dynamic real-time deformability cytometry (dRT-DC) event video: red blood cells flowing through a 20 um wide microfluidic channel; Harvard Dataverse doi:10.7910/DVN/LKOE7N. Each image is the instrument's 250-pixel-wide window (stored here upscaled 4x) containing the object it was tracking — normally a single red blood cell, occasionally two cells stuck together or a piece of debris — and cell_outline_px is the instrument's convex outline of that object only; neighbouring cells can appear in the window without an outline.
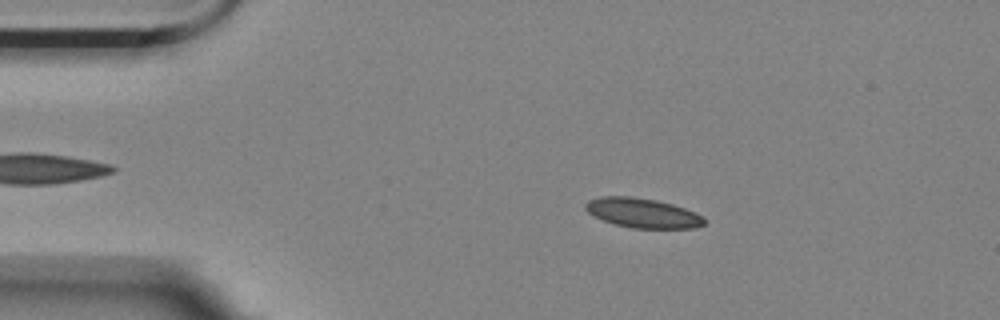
{"species": "Egyptian fruit bat (a non-hibernating species)", "species_latin": "Rousettus aegyptiacus", "temperature_condition": "room temperature", "stored_images_in_passage": 9, "camera_frame_rate_fps": 3000, "um_per_image_px": 0.085, "animal": {"sex": "female"}, "frame": {"image": 1, "passage_image": 2, "time_ms": 0.333, "image_size_px": [1000, 320], "cell_outline_px": [[704, 224], [696, 228], [632, 228], [616, 224], [604, 220], [588, 212], [584, 208], [584, 204], [588, 200], [600, 196], [632, 196], [656, 200], [672, 204], [684, 208], [704, 216]], "centroid_in_image_um": [54.62, 18.09], "position_along_channel_um": 30.4, "area_um2": 20.4}}
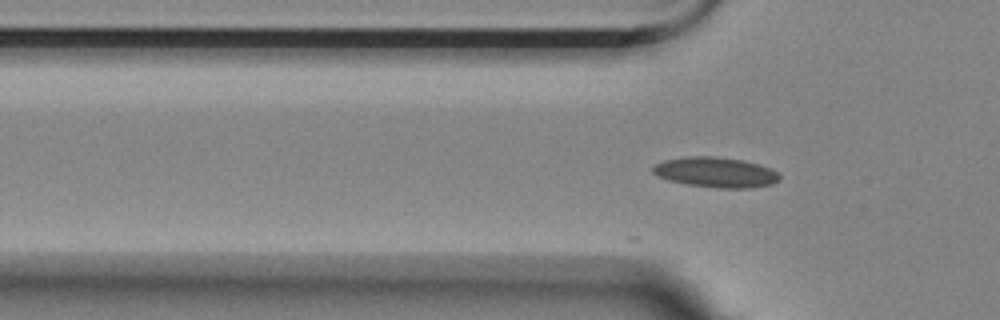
{"frame": {"image": 2, "passage_image": 9, "time_ms": 2.667, "image_size_px": [1000, 320], "cell_outline_px": [[780, 180], [772, 184], [752, 188], [716, 188], [688, 184], [668, 180], [656, 176], [652, 172], [652, 168], [656, 164], [664, 160], [688, 156], [716, 156], [744, 160], [760, 164], [772, 168], [780, 176]], "centroid_in_image_um": [60.86, 14.64], "position_along_channel_um": 64.9, "area_um2": 22.54}}